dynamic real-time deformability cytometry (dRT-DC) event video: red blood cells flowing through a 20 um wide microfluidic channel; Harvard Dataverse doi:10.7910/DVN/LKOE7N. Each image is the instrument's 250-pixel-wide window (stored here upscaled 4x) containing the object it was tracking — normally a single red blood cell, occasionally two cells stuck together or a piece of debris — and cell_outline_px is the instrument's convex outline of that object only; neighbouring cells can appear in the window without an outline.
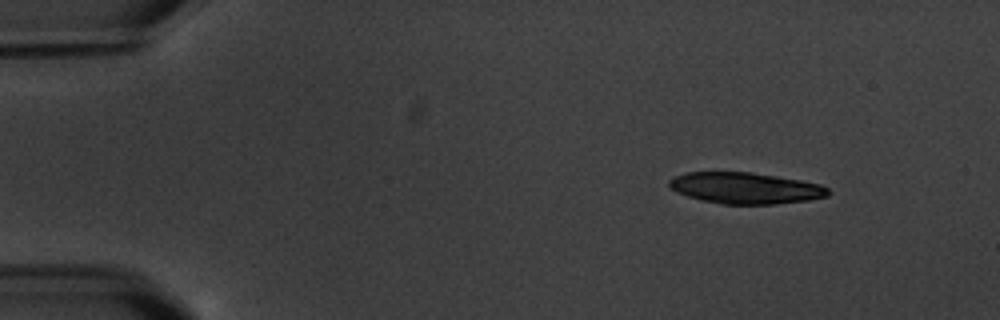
{"species": "common noctule bat (a hibernating species)", "species_latin": "Nyctalus noctula", "temperature_condition": "warm", "stored_images_in_passage": 4, "segment_of_instrument_passage": [1, 2], "camera_frame_rate_fps": 3000, "um_per_image_px": 0.085, "animal": {"sex": "male", "body_mass_g": 20.1, "forearm_length_mm": 53.5}, "frame": {"image": 1, "passage_image": 1, "time_ms": 0.0, "image_size_px": [1000, 320], "cell_outline_px": [[832, 192], [828, 196], [808, 200], [776, 204], [720, 204], [700, 200], [676, 192], [668, 184], [668, 180], [676, 176], [688, 172], [752, 172], [800, 180], [820, 184], [828, 188]], "centroid_in_image_um": [63.37, 15.99], "position_along_channel_um": 21.6, "area_um2": 29.02}}